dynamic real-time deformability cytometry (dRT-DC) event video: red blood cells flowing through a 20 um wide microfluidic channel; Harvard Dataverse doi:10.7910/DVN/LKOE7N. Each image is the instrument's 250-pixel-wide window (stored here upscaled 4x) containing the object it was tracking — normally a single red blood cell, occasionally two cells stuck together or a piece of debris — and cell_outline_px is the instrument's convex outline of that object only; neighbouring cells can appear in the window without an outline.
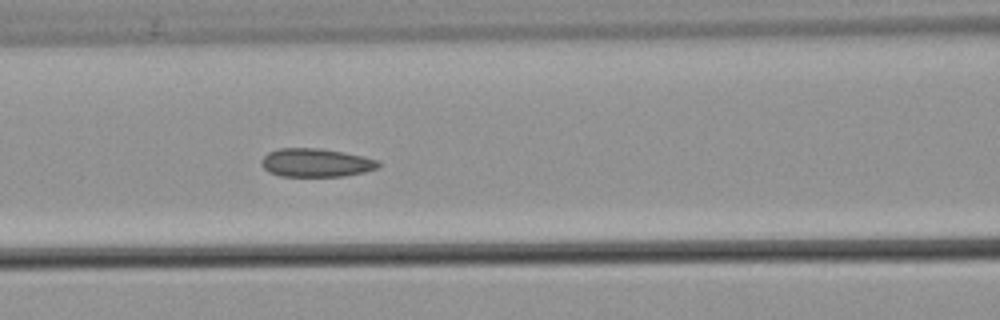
{"species": "common noctule bat (a hibernating species)", "species_latin": "Nyctalus noctula", "temperature_condition": "warm", "stored_images_in_passage": 39, "camera_frame_rate_fps": 3000, "um_per_image_px": 0.085, "animal": {"sex": "male", "body_mass_g": 21.5, "forearm_length_mm": 52.0}, "frame": {"image": 1, "passage_image": 12, "time_ms": 3.667, "image_size_px": [1000, 320], "cell_outline_px": [[380, 164], [376, 168], [364, 172], [344, 176], [280, 176], [268, 172], [260, 164], [264, 156], [268, 152], [276, 148], [320, 148], [364, 156], [376, 160]], "centroid_in_image_um": [26.81, 13.82], "position_along_channel_um": 139.8, "area_um2": 19.36}, "authors_computed_cell_mechanics": {"area_um2": 19.5364, "velocity_mm_per_s": 3.8074, "shape_relaxation_time_tau1_ms": null, "shape_relaxation_time_tau2_ms": 2.1458, "deformation_change_tau1": null, "deformation_change_tau2": 0.0757}}